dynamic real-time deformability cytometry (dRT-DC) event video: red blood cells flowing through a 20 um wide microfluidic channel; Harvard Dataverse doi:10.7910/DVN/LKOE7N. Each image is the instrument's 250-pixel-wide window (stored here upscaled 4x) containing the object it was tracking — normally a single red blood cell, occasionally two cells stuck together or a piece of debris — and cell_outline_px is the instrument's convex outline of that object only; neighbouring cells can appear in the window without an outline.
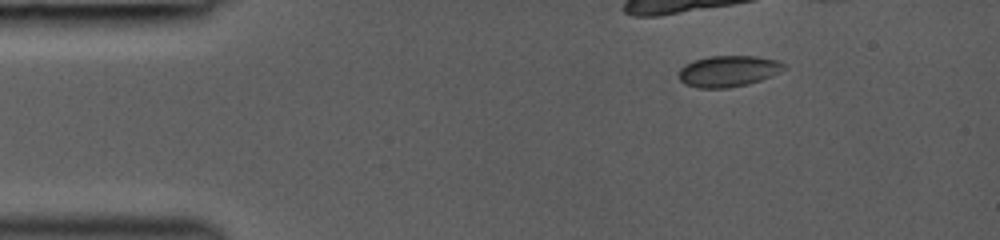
{"species": "common noctule bat (a hibernating species)", "species_latin": "Nyctalus noctula", "temperature_condition": "room temperature", "stored_images_in_passage": 28, "camera_frame_rate_fps": 3000, "um_per_image_px": 0.085, "animal": {"sex": "female", "body_mass_g": 19.0, "forearm_length_mm": 53.3}, "frame": {"image": 1, "passage_image": 1, "time_ms": 0.0, "image_size_px": [1000, 240], "cell_outline_px": [[788, 68], [772, 76], [748, 84], [728, 88], [696, 88], [684, 84], [680, 80], [680, 68], [684, 64], [696, 60], [712, 56], [756, 56], [780, 60]], "centroid_in_image_um": [61.94, 6.05], "position_along_channel_um": 23.1, "area_um2": 19.25}}